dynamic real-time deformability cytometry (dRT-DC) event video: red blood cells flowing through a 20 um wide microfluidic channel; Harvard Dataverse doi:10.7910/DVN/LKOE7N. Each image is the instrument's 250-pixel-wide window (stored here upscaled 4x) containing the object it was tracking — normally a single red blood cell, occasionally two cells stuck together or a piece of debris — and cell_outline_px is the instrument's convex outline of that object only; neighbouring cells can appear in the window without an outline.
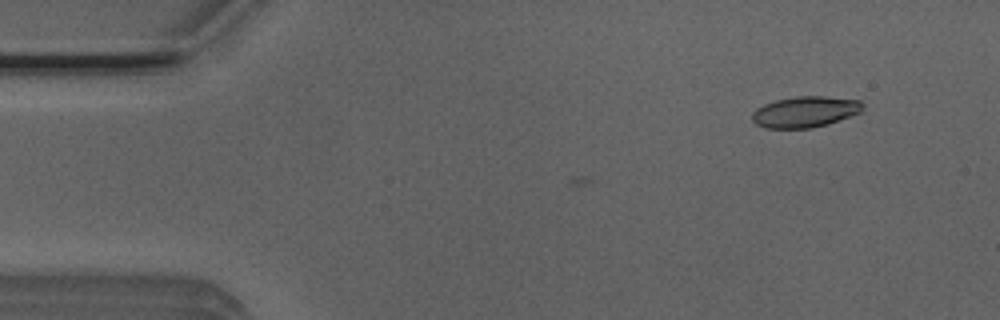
{"species": "Egyptian fruit bat (a non-hibernating species)", "species_latin": "Rousettus aegyptiacus", "temperature_condition": "room temperature", "stored_images_in_passage": 5, "camera_frame_rate_fps": 3000, "um_per_image_px": 0.085, "animal": {"sex": "male"}, "frame": {"image": 1, "passage_image": 1, "time_ms": 0.0, "image_size_px": [1000, 320], "cell_outline_px": [[864, 112], [828, 124], [812, 128], [764, 128], [756, 124], [752, 120], [752, 112], [756, 108], [764, 104], [776, 100], [796, 96], [824, 96], [860, 100], [864, 104]], "centroid_in_image_um": [68.47, 9.5], "position_along_channel_um": 16.5, "area_um2": 20.29}}